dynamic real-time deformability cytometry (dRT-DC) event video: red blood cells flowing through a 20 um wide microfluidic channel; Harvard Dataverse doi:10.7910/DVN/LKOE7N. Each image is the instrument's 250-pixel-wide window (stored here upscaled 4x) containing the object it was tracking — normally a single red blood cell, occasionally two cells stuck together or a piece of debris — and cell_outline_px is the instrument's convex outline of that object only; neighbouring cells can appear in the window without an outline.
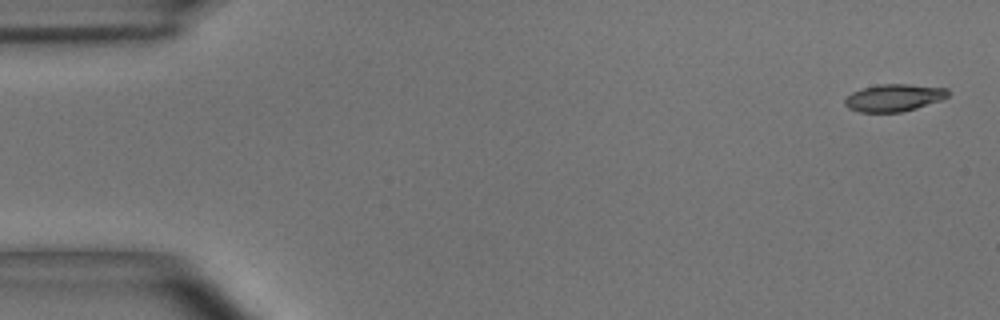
{"species": "common noctule bat (a hibernating species)", "species_latin": "Nyctalus noctula", "temperature_condition": "room temperature", "stored_images_in_passage": 4, "camera_frame_rate_fps": 3000, "um_per_image_px": 0.085, "animal": {"sex": "male", "body_mass_g": 15.6}, "frame": {"image": 1, "passage_image": 1, "time_ms": 0.0, "image_size_px": [1000, 320], "cell_outline_px": [[948, 96], [940, 100], [916, 108], [900, 112], [860, 112], [848, 108], [844, 104], [844, 100], [852, 92], [864, 88], [880, 84], [908, 84], [948, 88]], "centroid_in_image_um": [75.97, 8.31], "position_along_channel_um": 9.0, "area_um2": 16.24}}
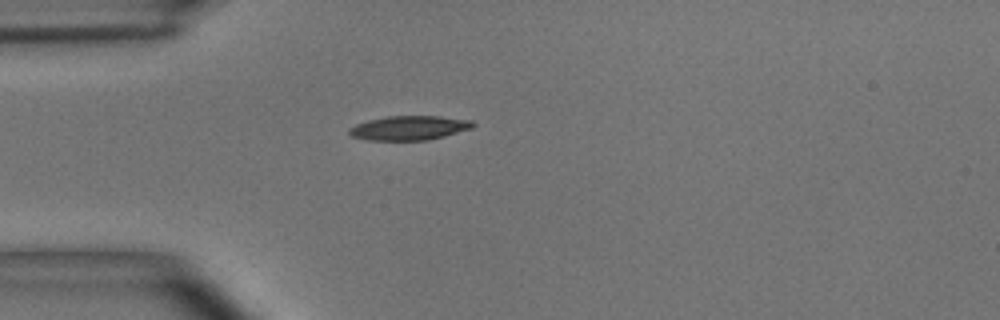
{"frame": {"image": 2, "passage_image": 4, "time_ms": 1.0, "image_size_px": [1000, 320], "cell_outline_px": [[476, 124], [472, 128], [444, 136], [428, 140], [368, 140], [352, 136], [348, 132], [348, 128], [356, 124], [368, 120], [388, 116], [440, 116], [472, 120]], "centroid_in_image_um": [34.79, 10.87], "position_along_channel_um": 50.2, "area_um2": 17.51}}